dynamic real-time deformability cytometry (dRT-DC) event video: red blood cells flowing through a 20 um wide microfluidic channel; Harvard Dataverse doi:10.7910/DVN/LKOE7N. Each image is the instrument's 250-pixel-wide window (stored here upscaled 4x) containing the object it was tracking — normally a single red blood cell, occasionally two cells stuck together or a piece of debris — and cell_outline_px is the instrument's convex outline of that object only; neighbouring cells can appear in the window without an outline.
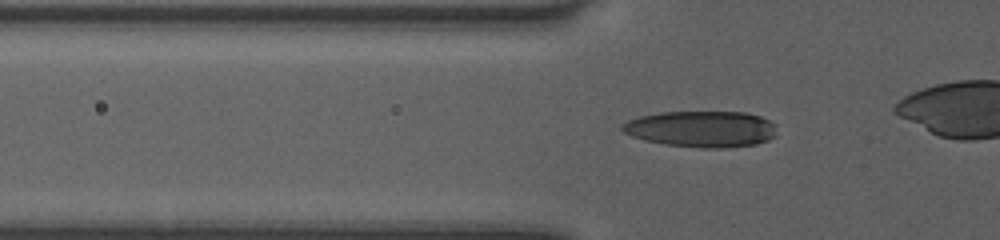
{"species": "human", "species_latin": "Homo sapiens", "temperature_condition": "room temperature", "stored_images_in_passage": 39, "camera_frame_rate_fps": 3000, "um_per_image_px": 0.085, "donor": {"sex": "female"}, "frame": {"image": 1, "passage_image": 14, "time_ms": 4.333, "image_size_px": [1000, 240], "cell_outline_px": [[776, 124], [772, 136], [768, 140], [756, 144], [724, 148], [700, 148], [668, 144], [644, 140], [632, 136], [624, 132], [620, 128], [620, 124], [628, 120], [640, 116], [660, 112], [744, 112], [760, 116]], "centroid_in_image_um": [59.59, 10.96], "position_along_channel_um": 66.2, "area_um2": 32.54}}
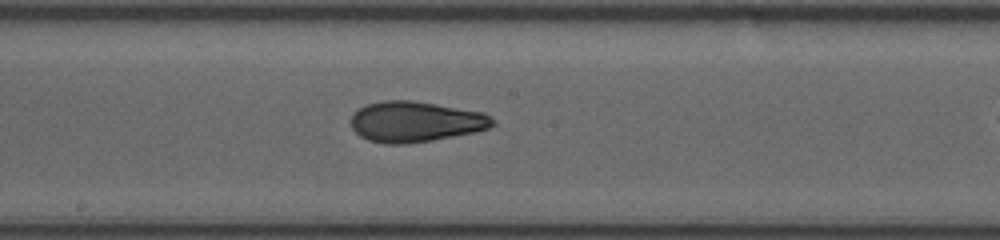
{"frame": {"image": 2, "passage_image": 25, "time_ms": 8.0, "image_size_px": [1000, 240], "cell_outline_px": [[496, 124], [488, 128], [472, 132], [432, 140], [408, 144], [388, 144], [368, 140], [360, 136], [352, 128], [352, 116], [360, 108], [368, 104], [384, 100], [412, 100], [484, 112], [496, 120]], "centroid_in_image_um": [35.34, 10.34], "position_along_channel_um": 212.9, "area_um2": 33.35}}
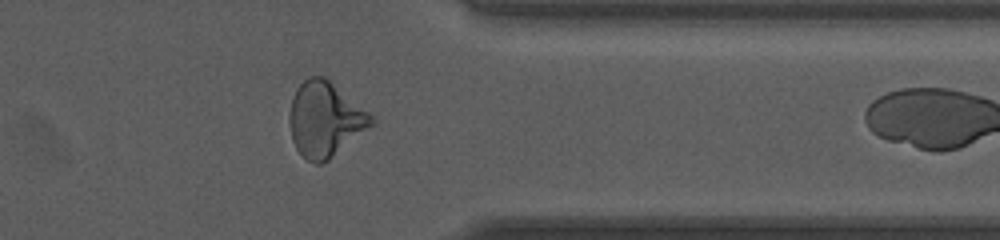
{"frame": {"image": 3, "passage_image": 38, "time_ms": 12.333, "image_size_px": [1000, 240], "cell_outline_px": [[376, 124], [328, 160], [320, 164], [316, 164], [308, 160], [296, 148], [292, 140], [288, 116], [288, 112], [292, 96], [296, 88], [308, 76], [324, 76], [376, 116]], "centroid_in_image_um": [27.66, 10.13], "position_along_channel_um": 383.7, "area_um2": 36.3}}